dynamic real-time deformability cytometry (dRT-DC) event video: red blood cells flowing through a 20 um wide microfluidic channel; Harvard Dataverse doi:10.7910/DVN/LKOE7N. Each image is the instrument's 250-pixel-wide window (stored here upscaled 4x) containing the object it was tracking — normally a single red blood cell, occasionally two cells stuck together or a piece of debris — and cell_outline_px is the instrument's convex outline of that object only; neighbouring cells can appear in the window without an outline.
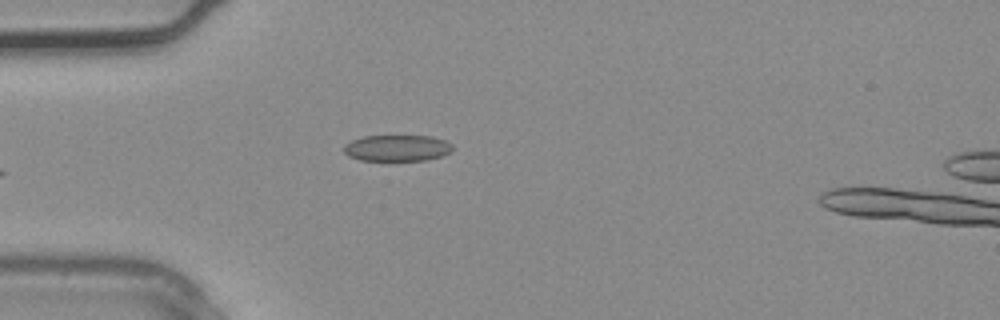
{"species": "common noctule bat (a hibernating species)", "species_latin": "Nyctalus noctula", "temperature_condition": "warm", "stored_images_in_passage": 2, "camera_frame_rate_fps": 3000, "um_per_image_px": 0.085, "animal": {"sex": "male", "body_mass_g": 20.4}, "frame": {"image": 1, "passage_image": 2, "time_ms": 0.333, "image_size_px": [1000, 320], "cell_outline_px": [[452, 148], [448, 152], [440, 156], [424, 160], [360, 160], [348, 156], [344, 152], [344, 144], [352, 140], [364, 136], [432, 136], [444, 140], [452, 144]], "centroid_in_image_um": [33.71, 12.57], "position_along_channel_um": 51.3, "area_um2": 16.47}}